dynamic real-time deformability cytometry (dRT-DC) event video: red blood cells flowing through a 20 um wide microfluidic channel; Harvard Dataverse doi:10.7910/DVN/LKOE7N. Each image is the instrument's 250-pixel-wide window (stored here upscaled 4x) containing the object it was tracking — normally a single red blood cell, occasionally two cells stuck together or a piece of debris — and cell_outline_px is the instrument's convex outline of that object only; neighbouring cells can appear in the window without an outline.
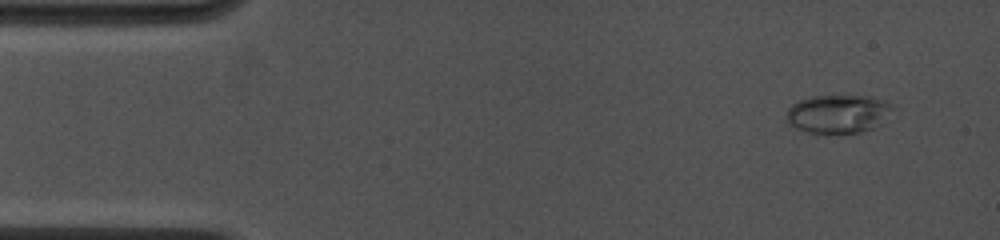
{"species": "common noctule bat (a hibernating species)", "species_latin": "Nyctalus noctula", "temperature_condition": "cold", "stored_images_in_passage": 6, "camera_frame_rate_fps": 4500, "um_per_image_px": 0.085, "animal": {"sex": "female", "body_mass_g": 19.0, "forearm_length_mm": 53.3}, "frame": {"image": 1, "passage_image": 1, "time_ms": 0.0, "image_size_px": [1000, 240], "cell_outline_px": [[896, 108], [872, 128], [860, 132], [804, 132], [788, 124], [788, 108], [792, 104], [800, 100], [812, 96], [872, 96], [884, 100]], "centroid_in_image_um": [71.23, 9.65], "position_along_channel_um": 13.8, "area_um2": 23.35}}
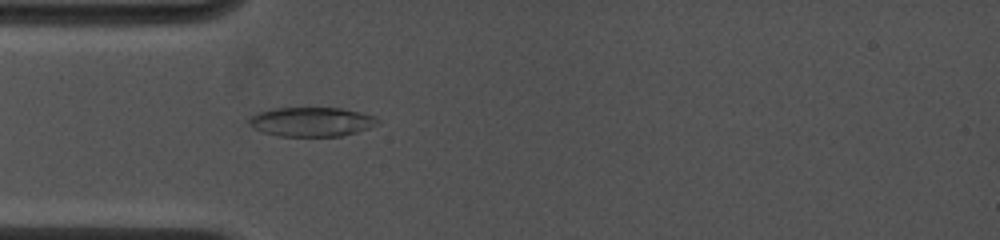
{"frame": {"image": 2, "passage_image": 6, "time_ms": 3.556, "image_size_px": [1000, 240], "cell_outline_px": [[380, 124], [356, 132], [340, 136], [280, 136], [264, 132], [252, 128], [248, 124], [248, 116], [260, 112], [276, 108], [340, 108], [360, 112], [372, 116], [380, 120]], "centroid_in_image_um": [26.46, 10.35], "position_along_channel_um": 58.5, "area_um2": 21.91}}